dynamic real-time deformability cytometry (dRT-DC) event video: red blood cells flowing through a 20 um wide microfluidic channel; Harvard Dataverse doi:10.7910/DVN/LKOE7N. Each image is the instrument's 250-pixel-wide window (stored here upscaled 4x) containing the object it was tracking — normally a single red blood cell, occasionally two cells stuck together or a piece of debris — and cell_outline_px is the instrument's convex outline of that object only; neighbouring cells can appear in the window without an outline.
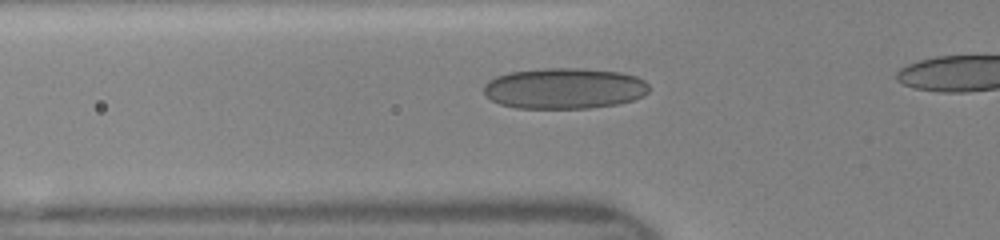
{"species": "human", "species_latin": "Homo sapiens", "temperature_condition": "room temperature", "stored_images_in_passage": 36, "camera_frame_rate_fps": 3000, "um_per_image_px": 0.085, "donor": {"sex": "female"}, "frame": {"image": 1, "passage_image": 12, "time_ms": 3.667, "image_size_px": [1000, 240], "cell_outline_px": [[648, 92], [644, 96], [632, 100], [616, 104], [588, 108], [516, 108], [500, 104], [484, 96], [484, 84], [488, 80], [496, 76], [508, 72], [544, 68], [580, 68], [620, 72], [636, 76], [644, 80], [648, 84]], "centroid_in_image_um": [47.94, 7.51], "position_along_channel_um": 77.9, "area_um2": 39.59}}
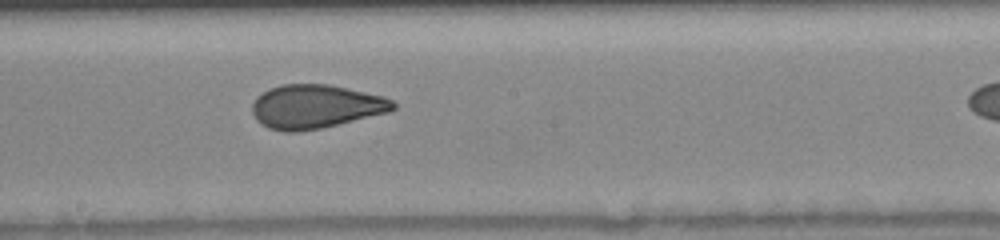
{"frame": {"image": 2, "passage_image": 22, "time_ms": 7.0, "image_size_px": [1000, 240], "cell_outline_px": [[396, 108], [388, 112], [320, 128], [296, 132], [284, 132], [268, 128], [260, 124], [256, 120], [252, 112], [252, 104], [256, 96], [268, 88], [280, 84], [328, 84], [384, 96], [392, 100], [396, 104]], "centroid_in_image_um": [26.78, 9.05], "position_along_channel_um": 221.4, "area_um2": 36.01}}
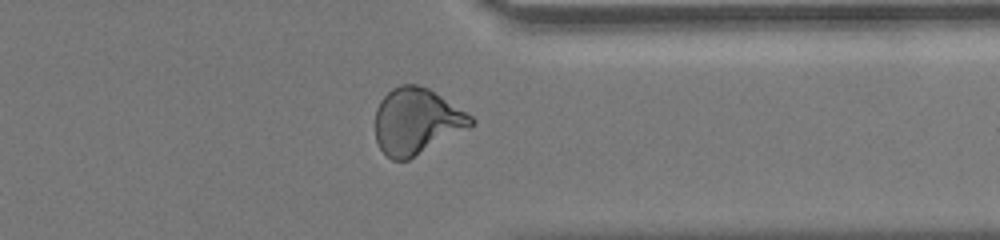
{"frame": {"image": 3, "passage_image": 33, "time_ms": 10.667, "image_size_px": [1000, 240], "cell_outline_px": [[476, 124], [408, 160], [392, 160], [380, 148], [376, 140], [376, 108], [380, 100], [392, 88], [400, 84], [416, 84], [428, 88], [472, 116], [476, 120]], "centroid_in_image_um": [35.4, 10.3], "position_along_channel_um": 376.0, "area_um2": 36.65}}